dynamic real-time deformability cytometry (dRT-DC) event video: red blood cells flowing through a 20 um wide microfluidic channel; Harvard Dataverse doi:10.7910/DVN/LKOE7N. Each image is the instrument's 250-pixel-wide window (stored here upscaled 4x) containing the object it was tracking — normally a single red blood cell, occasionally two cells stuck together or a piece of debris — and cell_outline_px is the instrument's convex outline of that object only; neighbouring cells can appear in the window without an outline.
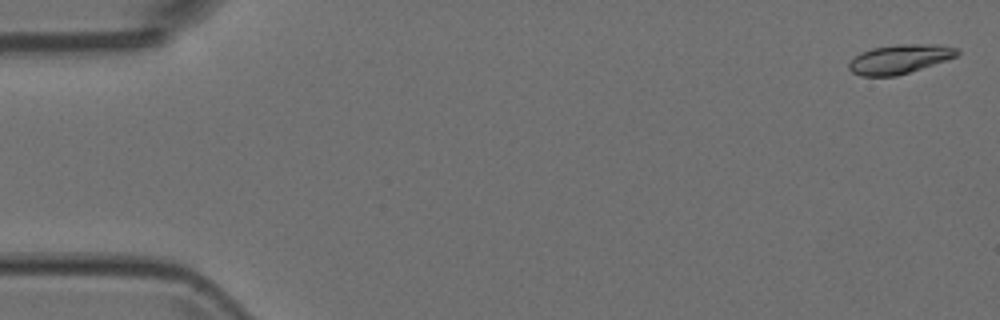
{"species": "Egyptian fruit bat (a non-hibernating species)", "species_latin": "Rousettus aegyptiacus", "temperature_condition": "room temperature", "stored_images_in_passage": 6, "camera_frame_rate_fps": 3000, "um_per_image_px": 0.085, "animal": {"sex": "female"}, "frame": {"image": 1, "passage_image": 1, "time_ms": 0.0, "image_size_px": [1000, 320], "cell_outline_px": [[960, 52], [956, 56], [896, 76], [860, 76], [852, 72], [848, 68], [848, 64], [860, 52], [872, 48], [896, 44], [940, 44], [956, 48]], "centroid_in_image_um": [76.43, 5.01], "position_along_channel_um": 8.6, "area_um2": 18.15}}
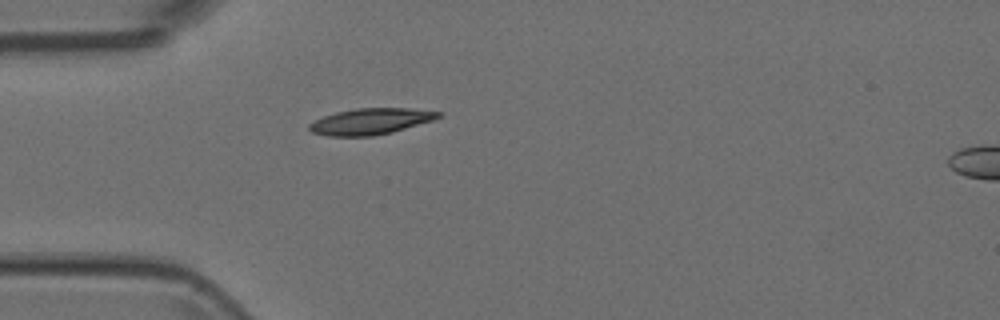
{"frame": {"image": 2, "passage_image": 5, "time_ms": 1.333, "image_size_px": [1000, 320], "cell_outline_px": [[444, 116], [432, 120], [392, 132], [372, 136], [328, 136], [312, 132], [308, 128], [308, 124], [324, 116], [336, 112], [356, 108], [408, 108], [444, 112]], "centroid_in_image_um": [31.52, 10.31], "position_along_channel_um": 53.5, "area_um2": 19.65}}